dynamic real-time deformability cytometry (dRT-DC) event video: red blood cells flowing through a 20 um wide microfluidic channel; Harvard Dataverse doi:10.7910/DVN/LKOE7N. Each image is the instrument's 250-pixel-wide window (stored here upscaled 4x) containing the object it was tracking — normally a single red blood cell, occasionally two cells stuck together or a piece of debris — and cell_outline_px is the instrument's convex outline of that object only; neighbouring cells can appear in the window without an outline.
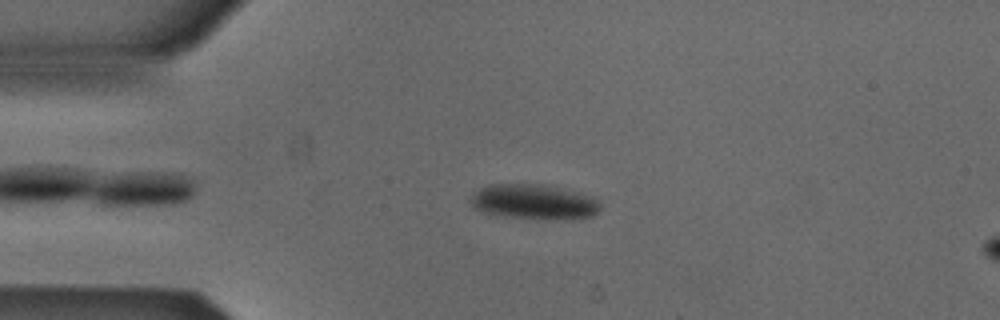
{"species": "Egyptian fruit bat (a non-hibernating species)", "species_latin": "Rousettus aegyptiacus", "temperature_condition": "cold", "stored_images_in_passage": 43, "camera_frame_rate_fps": 3000, "um_per_image_px": 0.085, "animal": {"sex": "male"}, "frame": {"image": 1, "passage_image": 13, "time_ms": 4.0, "image_size_px": [1000, 320], "cell_outline_px": [[600, 212], [592, 216], [536, 220], [504, 216], [484, 212], [472, 208], [472, 196], [480, 188], [488, 184], [544, 184], [592, 196], [600, 204]], "centroid_in_image_um": [45.37, 17.16], "position_along_channel_um": 39.6, "area_um2": 26.36}}
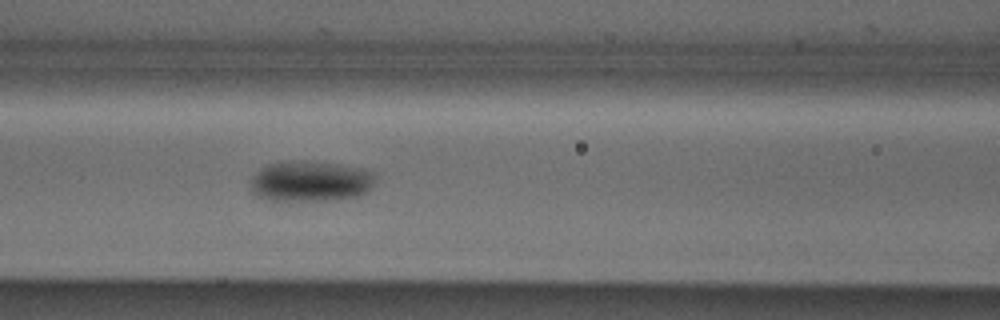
{"frame": {"image": 2, "passage_image": 23, "time_ms": 7.333, "image_size_px": [1000, 320], "cell_outline_px": [[376, 172], [372, 188], [368, 192], [356, 196], [324, 200], [268, 200], [256, 196], [252, 192], [252, 176], [260, 168], [268, 164], [304, 160], [340, 164], [360, 168]], "centroid_in_image_um": [26.41, 15.4], "position_along_channel_um": 140.2, "area_um2": 29.54}}
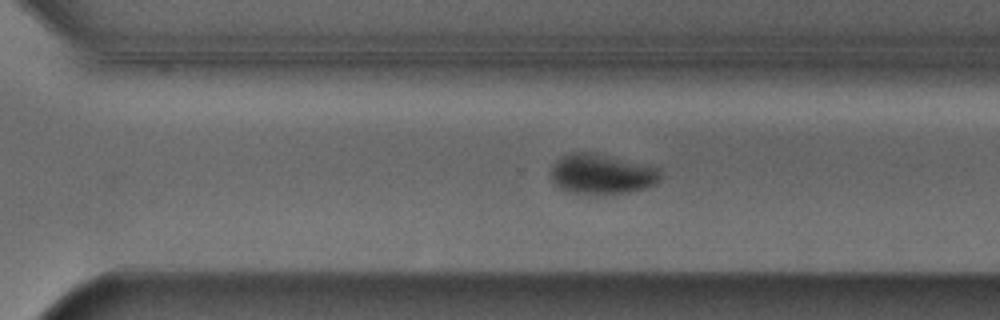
{"frame": {"image": 3, "passage_image": 37, "time_ms": 12.0, "image_size_px": [1000, 320], "cell_outline_px": [[660, 176], [656, 184], [648, 188], [628, 192], [576, 192], [560, 188], [552, 180], [548, 172], [564, 156], [572, 152], [588, 152], [608, 156], [660, 168]], "centroid_in_image_um": [51.17, 14.78], "position_along_channel_um": 319.4, "area_um2": 24.68}, "authors_computed_cell_mechanics": {"area_um2": 26.2412, "velocity_mm_per_s": 3.8492, "shape_relaxation_time_tau1_ms": 3.7957, "shape_relaxation_time_tau2_ms": null, "deformation_change_tau1": 0.0827, "deformation_change_tau2": null}}